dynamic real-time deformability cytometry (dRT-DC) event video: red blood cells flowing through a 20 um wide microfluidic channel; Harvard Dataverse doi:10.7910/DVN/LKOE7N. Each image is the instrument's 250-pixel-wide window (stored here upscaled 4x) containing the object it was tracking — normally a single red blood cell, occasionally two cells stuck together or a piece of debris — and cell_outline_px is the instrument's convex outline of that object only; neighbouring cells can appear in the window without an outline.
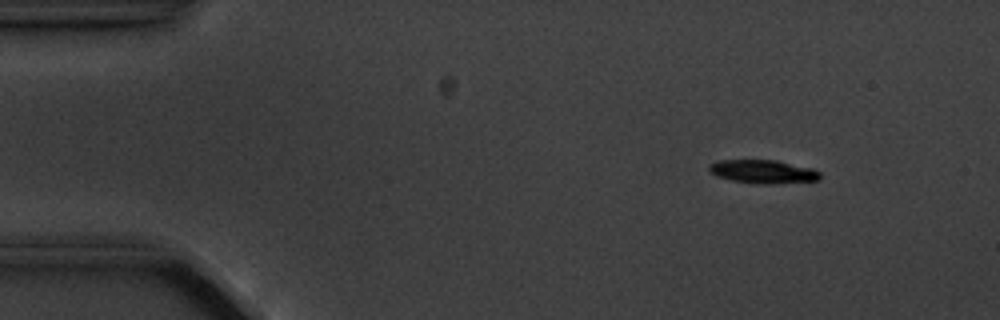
{"species": "common noctule bat (a hibernating species)", "species_latin": "Nyctalus noctula", "temperature_condition": "cold", "stored_images_in_passage": 10, "camera_frame_rate_fps": 3000, "um_per_image_px": 0.085, "animal": {"sex": "male", "body_mass_g": 20.1, "forearm_length_mm": 53.5}, "frame": {"image": 1, "passage_image": 2, "time_ms": 1.333, "image_size_px": [1000, 320], "cell_outline_px": [[820, 180], [768, 184], [756, 184], [732, 180], [716, 176], [708, 168], [708, 164], [720, 160], [776, 160], [812, 168], [820, 172]], "centroid_in_image_um": [64.86, 14.58], "position_along_channel_um": 20.1, "area_um2": 15.14}}
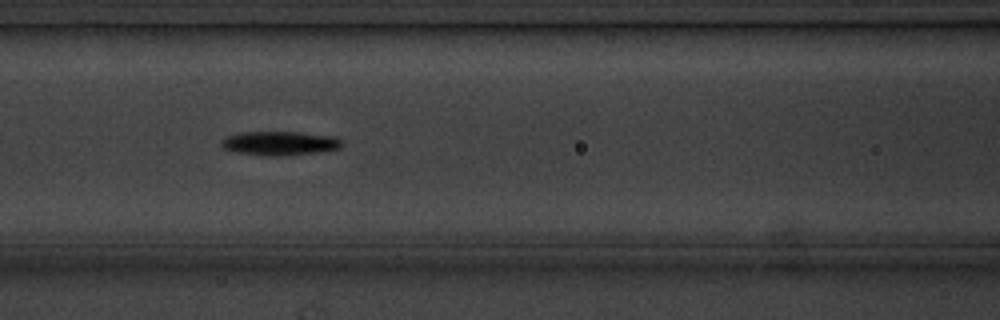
{"frame": {"image": 2, "passage_image": 7, "time_ms": 7.0, "image_size_px": [1000, 320], "cell_outline_px": [[340, 148], [324, 152], [280, 156], [276, 156], [236, 152], [224, 148], [220, 144], [220, 140], [224, 136], [240, 132], [300, 132], [336, 136], [340, 140]], "centroid_in_image_um": [23.77, 12.17], "position_along_channel_um": 142.8, "area_um2": 16.99}}